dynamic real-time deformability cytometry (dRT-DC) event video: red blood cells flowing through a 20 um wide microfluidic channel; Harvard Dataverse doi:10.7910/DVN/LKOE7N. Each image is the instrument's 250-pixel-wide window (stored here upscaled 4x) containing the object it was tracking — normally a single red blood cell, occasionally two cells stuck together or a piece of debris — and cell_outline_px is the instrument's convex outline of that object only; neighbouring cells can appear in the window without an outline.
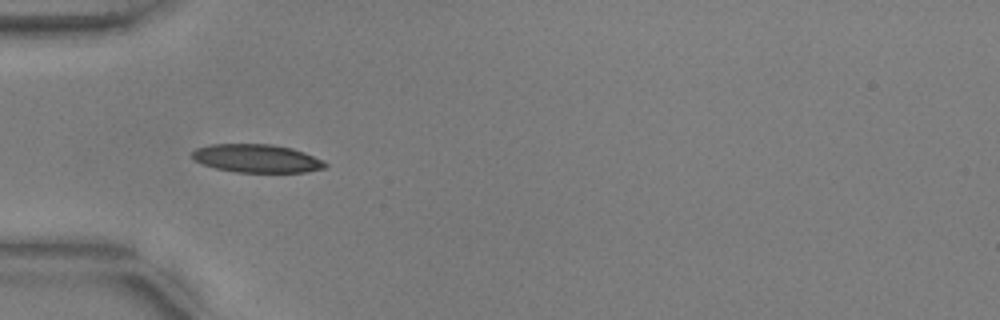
{"species": "common noctule bat (a hibernating species)", "species_latin": "Nyctalus noctula", "temperature_condition": "warm", "stored_images_in_passage": 38, "camera_frame_rate_fps": 3000, "um_per_image_px": 0.085, "animal": {"sex": "male", "body_mass_g": 17.9, "forearm_length_mm": 54.2}, "frame": {"image": 1, "passage_image": 1, "time_ms": 0.0, "image_size_px": [1000, 320], "cell_outline_px": [[328, 164], [324, 168], [308, 172], [236, 172], [216, 168], [192, 160], [192, 152], [196, 148], [212, 144], [272, 144], [292, 148], [304, 152], [324, 160]], "centroid_in_image_um": [21.84, 13.46], "position_along_channel_um": 63.2, "area_um2": 21.96}}
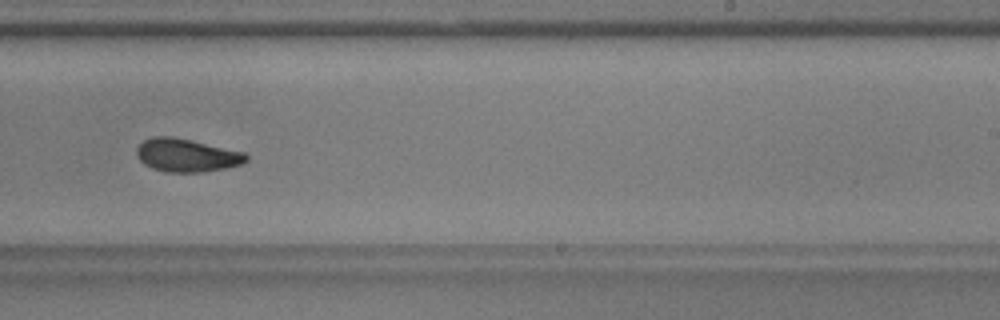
{"frame": {"image": 2, "passage_image": 18, "time_ms": 5.667, "image_size_px": [1000, 320], "cell_outline_px": [[248, 160], [240, 164], [224, 168], [200, 172], [164, 172], [152, 168], [144, 164], [136, 156], [136, 148], [144, 140], [152, 136], [172, 136], [192, 140], [244, 152], [248, 156]], "centroid_in_image_um": [15.83, 13.19], "position_along_channel_um": 273.2, "area_um2": 21.15}}
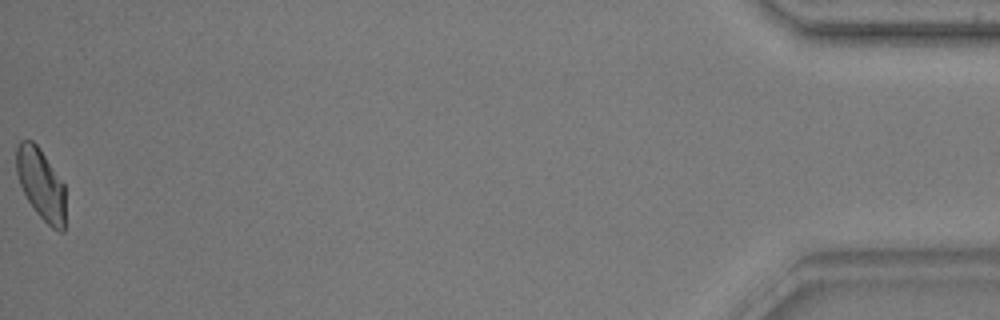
{"frame": {"image": 3, "passage_image": 38, "time_ms": 12.333, "image_size_px": [1000, 320], "cell_outline_px": [[64, 232], [60, 232], [52, 228], [36, 212], [28, 200], [20, 184], [16, 172], [16, 148], [20, 140], [32, 140], [40, 148], [64, 184]], "centroid_in_image_um": [3.47, 15.63], "position_along_channel_um": 431.7, "area_um2": 20.17}, "authors_computed_cell_mechanics": {"area_um2": 21.4438, "velocity_mm_per_s": 3.7446, "shape_relaxation_time_tau1_ms": 3.4202, "shape_relaxation_time_tau2_ms": 2.245, "deformation_change_tau1": 0.1258, "deformation_change_tau2": 0.0638}}